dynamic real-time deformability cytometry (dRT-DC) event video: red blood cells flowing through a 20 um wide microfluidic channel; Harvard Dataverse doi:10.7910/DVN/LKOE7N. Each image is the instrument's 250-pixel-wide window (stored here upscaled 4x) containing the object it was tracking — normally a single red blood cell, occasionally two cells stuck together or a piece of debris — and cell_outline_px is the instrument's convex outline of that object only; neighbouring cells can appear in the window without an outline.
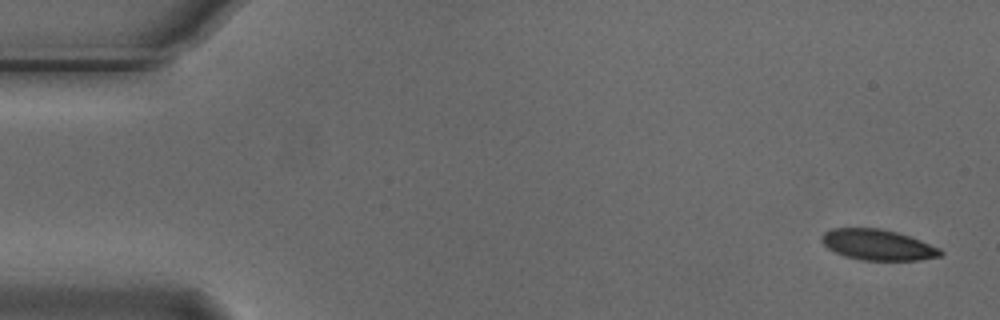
{"species": "Egyptian fruit bat (a non-hibernating species)", "species_latin": "Rousettus aegyptiacus", "temperature_condition": "cold", "stored_images_in_passage": 30, "camera_frame_rate_fps": 3000, "um_per_image_px": 0.085, "animal": {"sex": "male"}, "frame": {"image": 1, "passage_image": 1, "time_ms": 0.0, "image_size_px": [1000, 320], "cell_outline_px": [[944, 252], [940, 256], [920, 260], [860, 260], [844, 256], [828, 248], [820, 240], [820, 236], [824, 232], [832, 228], [880, 228], [896, 232], [920, 240], [940, 248]], "centroid_in_image_um": [74.59, 20.81], "position_along_channel_um": 10.4, "area_um2": 21.27}}
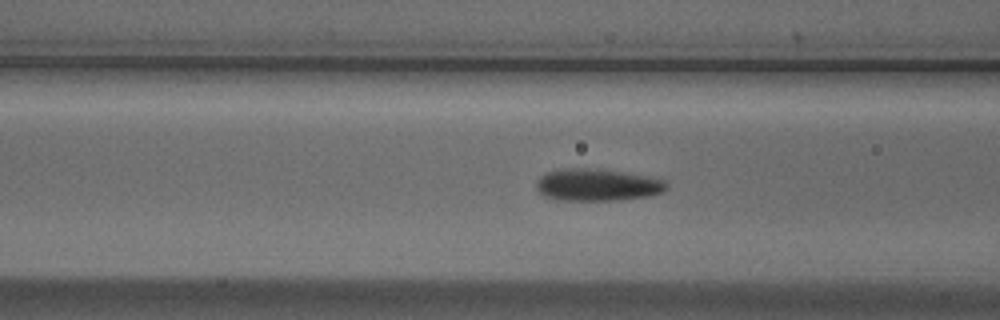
{"frame": {"image": 2, "passage_image": 20, "time_ms": 6.333, "image_size_px": [1000, 320], "cell_outline_px": [[668, 188], [664, 192], [648, 196], [620, 200], [556, 200], [544, 196], [536, 188], [536, 180], [540, 176], [548, 172], [564, 168], [596, 168], [652, 176], [664, 180], [668, 184]], "centroid_in_image_um": [50.8, 15.71], "position_along_channel_um": 115.8, "area_um2": 24.74}}
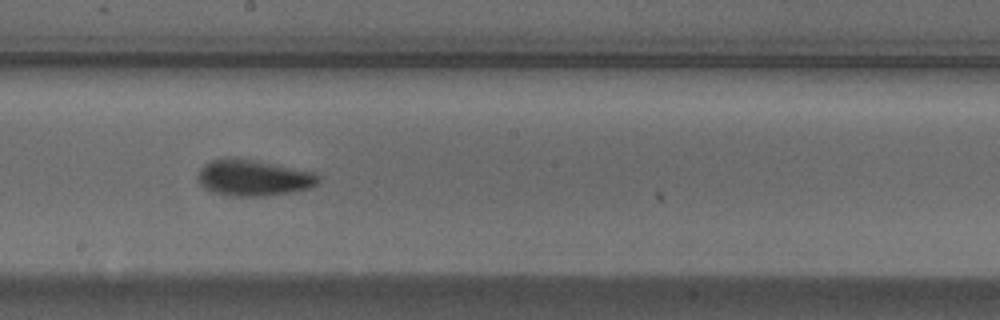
{"frame": {"image": 3, "passage_image": 29, "time_ms": 9.333, "image_size_px": [1000, 320], "cell_outline_px": [[320, 180], [312, 188], [292, 192], [268, 196], [228, 196], [212, 192], [204, 188], [200, 184], [196, 176], [200, 168], [204, 164], [212, 160], [256, 160], [316, 172], [320, 176]], "centroid_in_image_um": [21.58, 15.15], "position_along_channel_um": 226.6, "area_um2": 25.37}}